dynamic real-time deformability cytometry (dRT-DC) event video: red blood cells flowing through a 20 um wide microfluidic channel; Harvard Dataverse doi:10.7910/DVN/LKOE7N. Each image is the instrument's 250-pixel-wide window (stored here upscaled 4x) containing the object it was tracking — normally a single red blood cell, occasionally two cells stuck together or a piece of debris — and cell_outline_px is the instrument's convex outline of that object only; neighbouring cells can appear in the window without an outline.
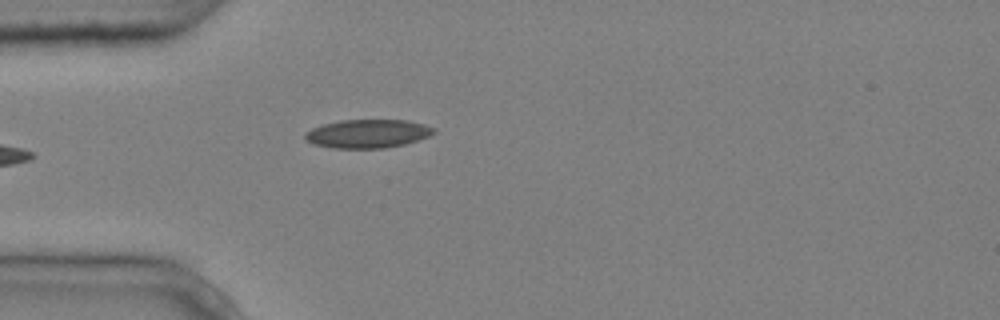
{"species": "common noctule bat (a hibernating species)", "species_latin": "Nyctalus noctula", "temperature_condition": "cold", "stored_images_in_passage": 5, "camera_frame_rate_fps": 3000, "um_per_image_px": 0.085, "animal": {"sex": "male", "body_mass_g": 20.4}, "frame": {"image": 1, "passage_image": 5, "time_ms": 1.333, "image_size_px": [1000, 320], "cell_outline_px": [[436, 132], [428, 136], [404, 144], [384, 148], [332, 148], [312, 144], [304, 140], [304, 132], [312, 128], [324, 124], [340, 120], [404, 120], [424, 124], [436, 128]], "centroid_in_image_um": [31.21, 11.36], "position_along_channel_um": 53.8, "area_um2": 21.44}}